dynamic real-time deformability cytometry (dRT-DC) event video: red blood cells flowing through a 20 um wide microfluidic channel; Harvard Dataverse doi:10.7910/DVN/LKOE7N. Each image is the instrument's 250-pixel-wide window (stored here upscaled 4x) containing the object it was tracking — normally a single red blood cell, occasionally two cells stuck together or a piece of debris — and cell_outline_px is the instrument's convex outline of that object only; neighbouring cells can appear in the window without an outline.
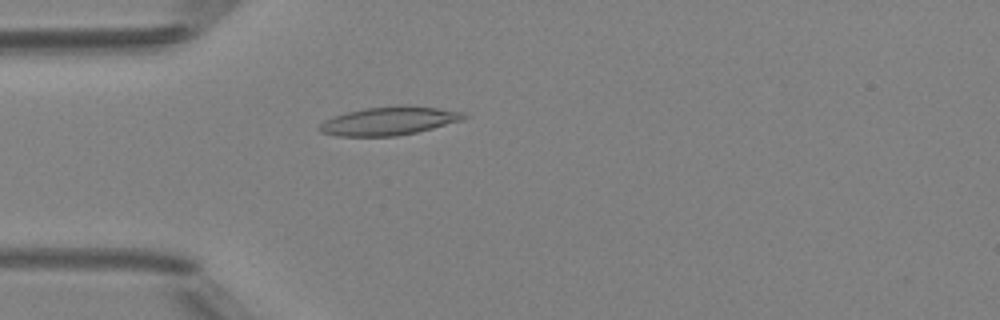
{"species": "Egyptian fruit bat (a non-hibernating species)", "species_latin": "Rousettus aegyptiacus", "temperature_condition": "room temperature", "stored_images_in_passage": 49, "camera_frame_rate_fps": 3000, "um_per_image_px": 0.085, "animal": {"sex": "female"}, "frame": {"image": 1, "passage_image": 14, "time_ms": 4.333, "image_size_px": [1000, 320], "cell_outline_px": [[468, 116], [464, 120], [416, 132], [396, 136], [336, 136], [320, 132], [316, 128], [324, 120], [332, 116], [364, 108], [436, 108], [464, 112]], "centroid_in_image_um": [33.0, 10.33], "position_along_channel_um": 52.0, "area_um2": 23.06}}
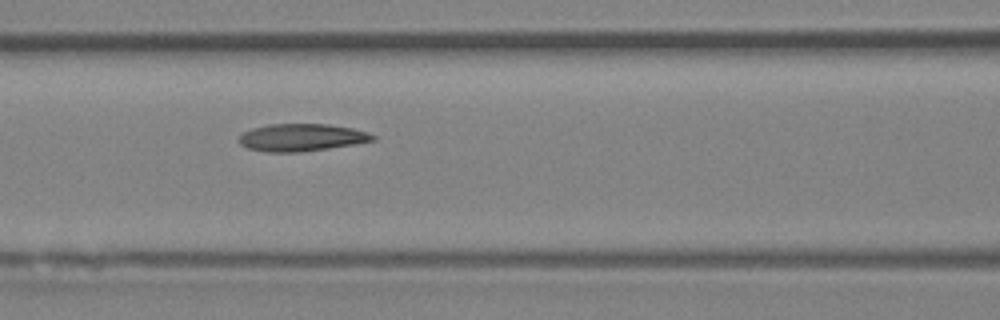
{"frame": {"image": 2, "passage_image": 21, "time_ms": 6.667, "image_size_px": [1000, 320], "cell_outline_px": [[376, 140], [328, 148], [300, 152], [268, 152], [248, 148], [240, 144], [240, 136], [244, 132], [252, 128], [268, 124], [328, 124], [352, 128], [368, 132], [376, 136]], "centroid_in_image_um": [25.64, 11.68], "position_along_channel_um": 141.0, "area_um2": 21.21}}
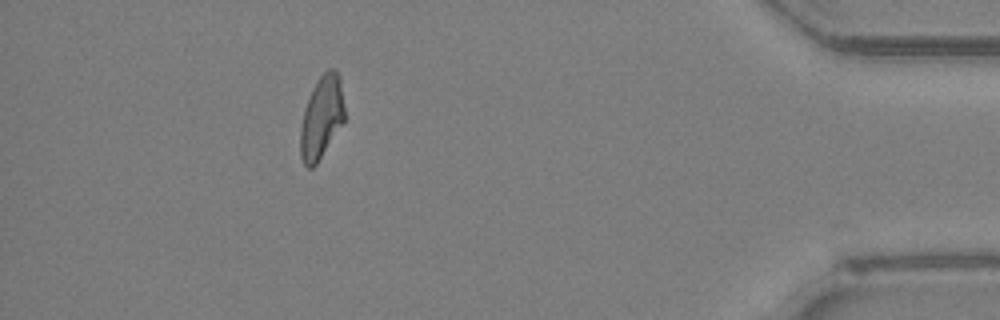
{"frame": {"image": 3, "passage_image": 44, "time_ms": 14.333, "image_size_px": [1000, 320], "cell_outline_px": [[344, 120], [316, 164], [312, 168], [308, 168], [304, 164], [300, 156], [300, 128], [304, 108], [312, 88], [320, 76], [328, 68], [332, 68], [340, 76], [344, 108]], "centroid_in_image_um": [27.31, 9.96], "position_along_channel_um": 407.9, "area_um2": 21.04}, "authors_computed_cell_mechanics": {"area_um2": 21.7328, "velocity_mm_per_s": 4.1918, "shape_relaxation_time_tau1_ms": 9.4425, "shape_relaxation_time_tau2_ms": 4.351, "deformation_change_tau1": 0.2413, "deformation_change_tau2": 0.1307}}